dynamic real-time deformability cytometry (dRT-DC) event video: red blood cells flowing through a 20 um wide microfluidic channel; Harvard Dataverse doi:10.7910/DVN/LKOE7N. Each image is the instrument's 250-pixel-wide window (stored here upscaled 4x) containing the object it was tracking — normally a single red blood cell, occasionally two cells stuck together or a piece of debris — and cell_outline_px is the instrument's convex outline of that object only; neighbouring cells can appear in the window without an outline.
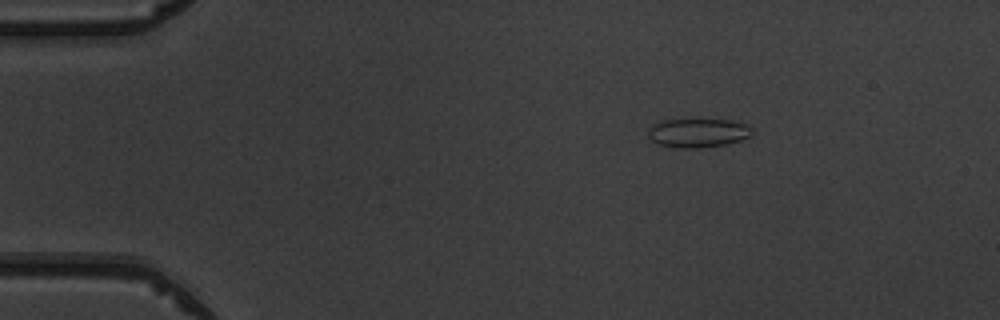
{"species": "common noctule bat (a hibernating species)", "species_latin": "Nyctalus noctula", "temperature_condition": "warm", "stored_images_in_passage": 5, "camera_frame_rate_fps": 3000, "um_per_image_px": 0.085, "animal": {"sex": "male", "body_mass_g": 19.5, "forearm_length_mm": 54.6}, "frame": {"image": 1, "passage_image": 3, "time_ms": 2.333, "image_size_px": [1000, 320], "cell_outline_px": [[752, 132], [748, 136], [740, 140], [724, 144], [700, 148], [680, 148], [656, 144], [648, 136], [648, 128], [652, 124], [660, 120], [700, 116], [732, 120], [744, 124], [752, 128]], "centroid_in_image_um": [59.26, 11.23], "position_along_channel_um": 25.7, "area_um2": 18.44}}